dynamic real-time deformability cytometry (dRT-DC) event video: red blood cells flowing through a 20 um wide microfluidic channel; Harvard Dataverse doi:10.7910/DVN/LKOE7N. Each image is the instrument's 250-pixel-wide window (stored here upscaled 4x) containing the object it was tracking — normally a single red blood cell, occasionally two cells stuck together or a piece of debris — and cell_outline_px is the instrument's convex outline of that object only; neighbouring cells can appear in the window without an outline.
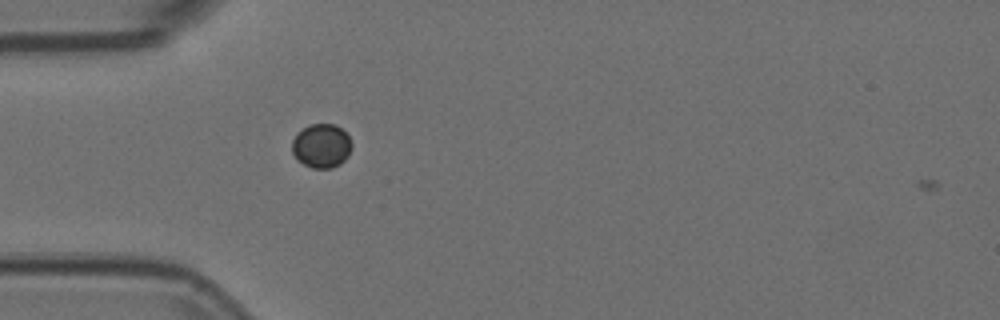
{"species": "Egyptian fruit bat (a non-hibernating species)", "species_latin": "Rousettus aegyptiacus", "temperature_condition": "room temperature", "stored_images_in_passage": 3, "camera_frame_rate_fps": 3000, "um_per_image_px": 0.085, "animal": {"sex": "female"}, "frame": {"image": 1, "passage_image": 2, "time_ms": 0.333, "image_size_px": [1000, 320], "cell_outline_px": [[352, 148], [348, 156], [340, 164], [332, 168], [312, 168], [296, 160], [292, 152], [292, 140], [296, 132], [308, 124], [336, 124], [348, 136], [352, 144]], "centroid_in_image_um": [27.3, 12.39], "position_along_channel_um": 57.7, "area_um2": 15.55}}